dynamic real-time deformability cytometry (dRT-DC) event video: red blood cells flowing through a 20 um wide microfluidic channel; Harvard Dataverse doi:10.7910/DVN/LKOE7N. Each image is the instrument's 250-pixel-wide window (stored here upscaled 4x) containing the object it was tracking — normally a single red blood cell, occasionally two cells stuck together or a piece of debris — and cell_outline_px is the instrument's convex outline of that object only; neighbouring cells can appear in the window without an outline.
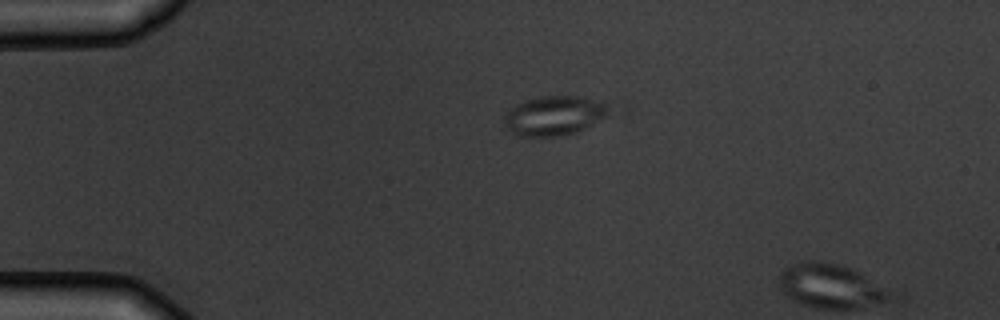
{"species": "common noctule bat (a hibernating species)", "species_latin": "Nyctalus noctula", "temperature_condition": "warm", "stored_images_in_passage": 2, "camera_frame_rate_fps": 3000, "um_per_image_px": 0.085, "animal": {"sex": "male", "body_mass_g": 19.5, "forearm_length_mm": 54.6}, "frame": {"image": 1, "passage_image": 1, "time_ms": 0.0, "image_size_px": [1000, 320], "cell_outline_px": [[628, 108], [624, 112], [576, 132], [560, 136], [516, 136], [508, 128], [504, 120], [504, 116], [508, 108], [524, 100], [536, 96], [580, 96], [624, 100], [628, 104]], "centroid_in_image_um": [47.6, 9.74], "position_along_channel_um": 37.4, "area_um2": 27.05}}